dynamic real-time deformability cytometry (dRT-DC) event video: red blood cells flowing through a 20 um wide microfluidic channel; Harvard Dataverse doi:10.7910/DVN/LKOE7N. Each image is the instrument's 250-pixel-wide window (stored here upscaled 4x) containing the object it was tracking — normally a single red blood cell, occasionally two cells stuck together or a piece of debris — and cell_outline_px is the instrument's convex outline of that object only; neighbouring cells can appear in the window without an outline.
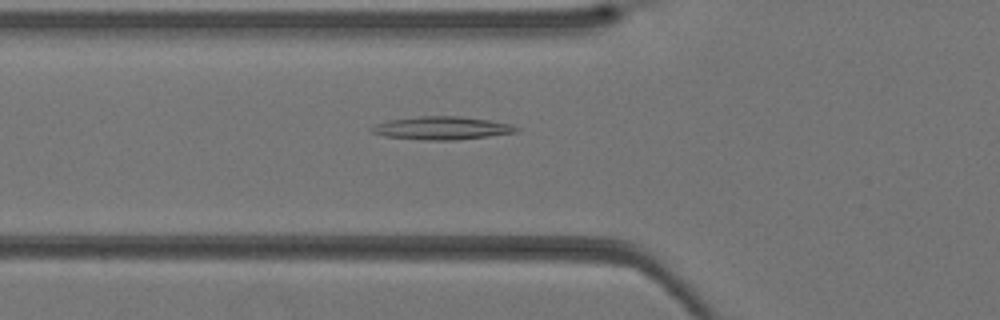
{"species": "Egyptian fruit bat (a non-hibernating species)", "species_latin": "Rousettus aegyptiacus", "temperature_condition": "warm", "stored_images_in_passage": 30, "camera_frame_rate_fps": 3000, "um_per_image_px": 0.085, "animal": {"sex": "female"}, "frame": {"image": 1, "passage_image": 4, "time_ms": 1.0, "image_size_px": [1000, 320], "cell_outline_px": [[520, 128], [516, 132], [488, 136], [456, 140], [424, 140], [384, 136], [372, 132], [368, 128], [376, 124], [388, 120], [420, 116], [460, 116], [488, 120], [512, 124]], "centroid_in_image_um": [37.54, 10.88], "position_along_channel_um": 88.3, "area_um2": 19.42}}
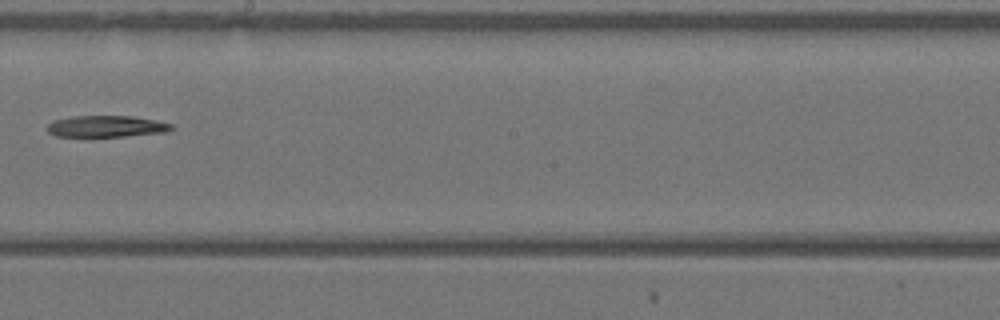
{"frame": {"image": 2, "passage_image": 13, "time_ms": 4.0, "image_size_px": [1000, 320], "cell_outline_px": [[172, 128], [164, 132], [124, 136], [56, 136], [48, 132], [48, 124], [56, 120], [72, 116], [132, 116], [156, 120], [172, 124]], "centroid_in_image_um": [9.03, 10.73], "position_along_channel_um": 239.2, "area_um2": 15.26}}
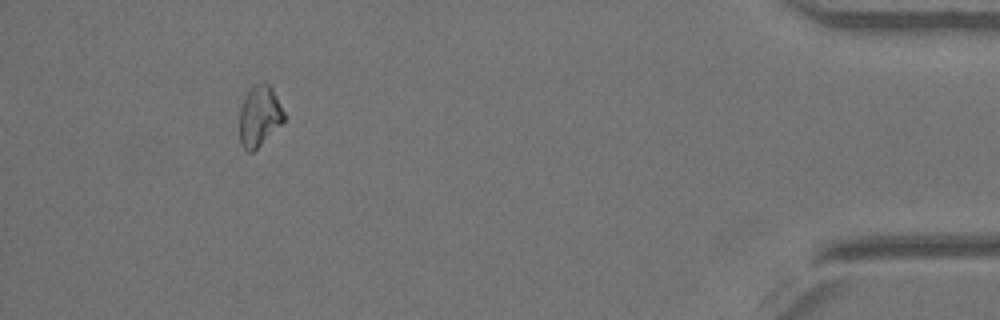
{"frame": {"image": 3, "passage_image": 27, "time_ms": 8.667, "image_size_px": [1000, 320], "cell_outline_px": [[284, 120], [252, 152], [248, 152], [240, 144], [240, 108], [244, 96], [248, 88], [252, 84], [264, 80], [272, 88], [284, 112]], "centroid_in_image_um": [22.01, 9.79], "position_along_channel_um": 413.2, "area_um2": 15.66}}